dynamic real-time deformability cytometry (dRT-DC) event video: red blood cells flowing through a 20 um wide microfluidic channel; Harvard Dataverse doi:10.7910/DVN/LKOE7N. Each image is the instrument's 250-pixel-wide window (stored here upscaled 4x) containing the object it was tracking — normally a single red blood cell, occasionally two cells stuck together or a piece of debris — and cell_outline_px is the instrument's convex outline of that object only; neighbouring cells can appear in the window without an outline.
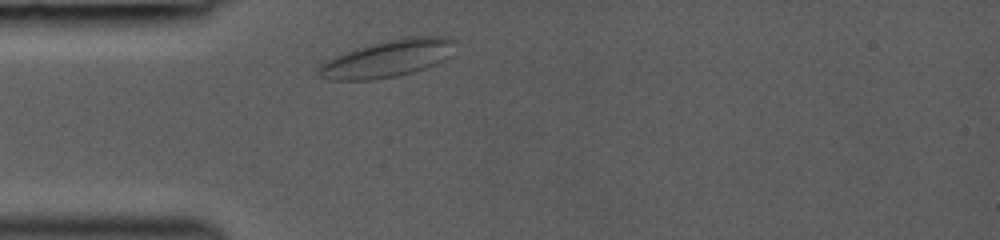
{"species": "common noctule bat (a hibernating species)", "species_latin": "Nyctalus noctula", "temperature_condition": "room temperature", "stored_images_in_passage": 3, "camera_frame_rate_fps": 3000, "um_per_image_px": 0.085, "animal": {"sex": "female", "body_mass_g": 19.0, "forearm_length_mm": 53.3}, "frame": {"image": 1, "passage_image": 1, "time_ms": 0.0, "image_size_px": [1000, 240], "cell_outline_px": [[456, 40], [440, 60], [436, 64], [412, 72], [396, 76], [372, 80], [328, 80], [320, 76], [316, 72], [316, 68], [320, 64], [336, 56], [372, 44], [408, 36], [452, 36]], "centroid_in_image_um": [32.88, 4.99], "position_along_channel_um": 52.1, "area_um2": 28.73}}